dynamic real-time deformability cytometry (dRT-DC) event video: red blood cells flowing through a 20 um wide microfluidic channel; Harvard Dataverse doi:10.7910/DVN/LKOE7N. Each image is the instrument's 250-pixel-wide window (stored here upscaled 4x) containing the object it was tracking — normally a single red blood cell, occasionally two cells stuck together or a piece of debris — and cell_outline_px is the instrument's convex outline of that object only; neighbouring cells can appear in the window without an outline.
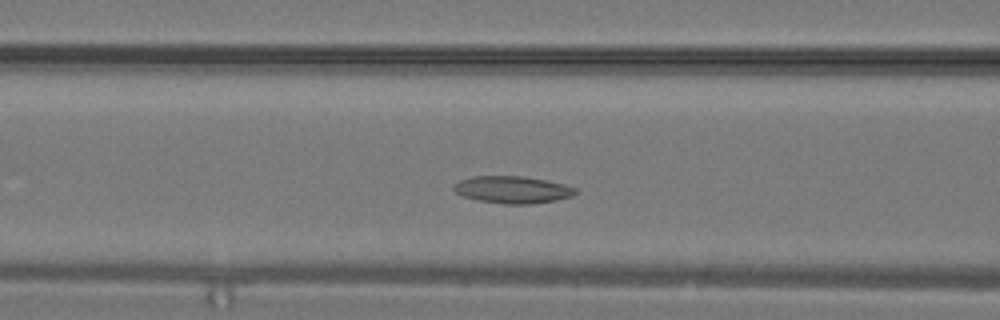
{"species": "common noctule bat (a hibernating species)", "species_latin": "Nyctalus noctula", "temperature_condition": "warm", "stored_images_in_passage": 22, "camera_frame_rate_fps": 3000, "um_per_image_px": 0.085, "animal": {"sex": "male", "body_mass_g": 19.2, "forearm_length_mm": 51.8}, "frame": {"image": 1, "passage_image": 6, "time_ms": 1.667, "image_size_px": [1000, 320], "cell_outline_px": [[576, 192], [572, 196], [556, 200], [532, 204], [504, 204], [476, 200], [460, 196], [452, 188], [452, 184], [460, 180], [472, 176], [524, 176], [564, 184], [576, 188]], "centroid_in_image_um": [43.51, 16.12], "position_along_channel_um": 123.1, "area_um2": 19.42}}
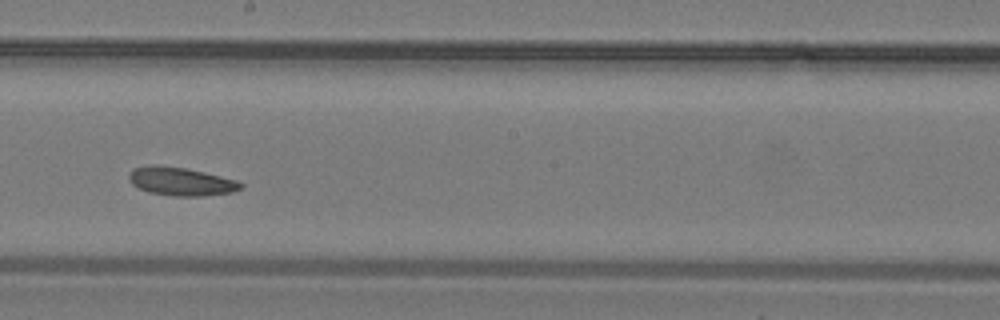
{"frame": {"image": 2, "passage_image": 11, "time_ms": 3.333, "image_size_px": [1000, 320], "cell_outline_px": [[244, 184], [240, 188], [232, 192], [200, 196], [176, 196], [148, 192], [132, 184], [128, 180], [128, 176], [132, 168], [152, 164], [160, 164], [184, 168], [204, 172], [236, 180]], "centroid_in_image_um": [15.32, 15.41], "position_along_channel_um": 232.9, "area_um2": 18.44}}
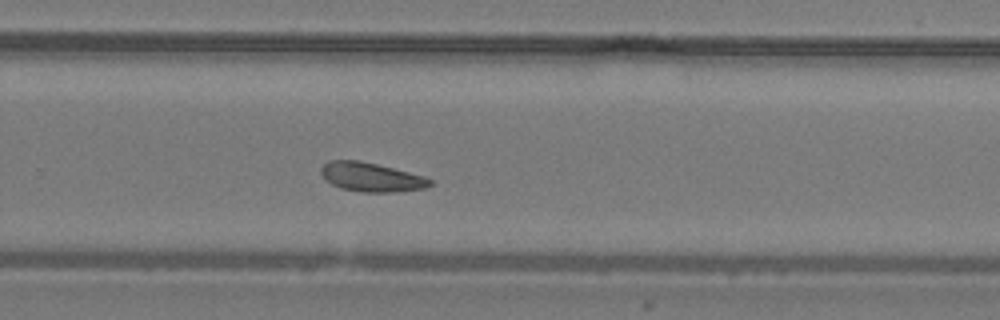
{"frame": {"image": 3, "passage_image": 14, "time_ms": 4.333, "image_size_px": [1000, 320], "cell_outline_px": [[432, 184], [424, 188], [396, 192], [360, 192], [340, 188], [324, 180], [320, 172], [320, 168], [328, 160], [360, 160], [424, 176], [432, 180]], "centroid_in_image_um": [31.51, 15.06], "position_along_channel_um": 298.3, "area_um2": 18.5}}